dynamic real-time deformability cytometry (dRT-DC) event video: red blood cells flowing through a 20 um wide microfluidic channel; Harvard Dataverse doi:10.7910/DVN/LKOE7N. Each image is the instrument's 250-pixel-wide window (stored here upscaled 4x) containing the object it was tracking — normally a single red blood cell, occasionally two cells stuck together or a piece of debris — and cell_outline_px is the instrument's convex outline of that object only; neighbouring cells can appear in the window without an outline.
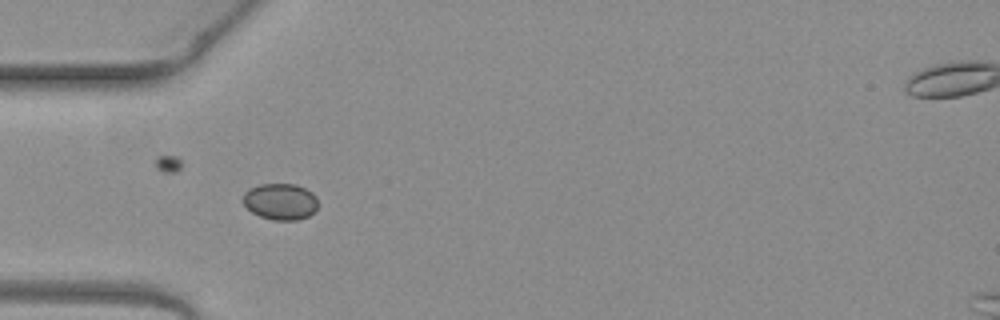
{"species": "common noctule bat (a hibernating species)", "species_latin": "Nyctalus noctula", "temperature_condition": "warm", "stored_images_in_passage": 5, "camera_frame_rate_fps": 3000, "um_per_image_px": 0.085, "animal": {"sex": "female", "body_mass_g": 19.3, "forearm_length_mm": 54.1}, "frame": {"image": 1, "passage_image": 4, "time_ms": 1.0, "image_size_px": [1000, 320], "cell_outline_px": [[316, 208], [308, 216], [296, 220], [272, 220], [260, 216], [252, 212], [240, 200], [244, 192], [248, 188], [260, 184], [296, 184], [312, 192], [316, 196]], "centroid_in_image_um": [23.78, 17.12], "position_along_channel_um": 61.2, "area_um2": 15.95}}
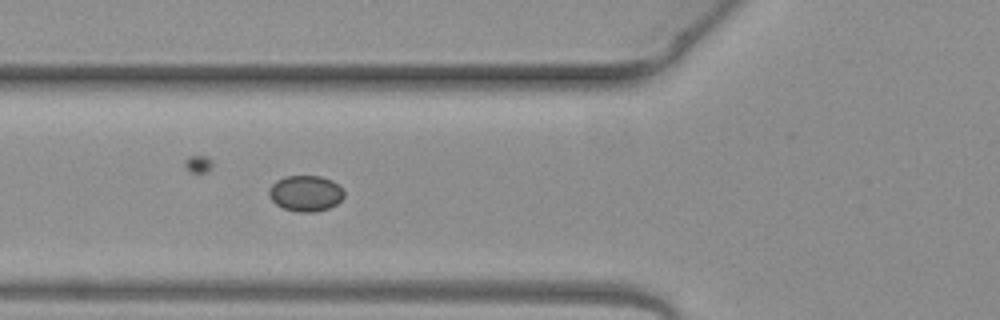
{"frame": {"image": 2, "passage_image": 5, "time_ms": 1.333, "image_size_px": [1000, 320], "cell_outline_px": [[344, 196], [336, 204], [328, 208], [312, 212], [296, 212], [284, 208], [276, 204], [268, 196], [268, 188], [276, 180], [284, 176], [320, 176], [332, 180], [344, 188]], "centroid_in_image_um": [25.97, 16.42], "position_along_channel_um": 99.8, "area_um2": 15.84}}